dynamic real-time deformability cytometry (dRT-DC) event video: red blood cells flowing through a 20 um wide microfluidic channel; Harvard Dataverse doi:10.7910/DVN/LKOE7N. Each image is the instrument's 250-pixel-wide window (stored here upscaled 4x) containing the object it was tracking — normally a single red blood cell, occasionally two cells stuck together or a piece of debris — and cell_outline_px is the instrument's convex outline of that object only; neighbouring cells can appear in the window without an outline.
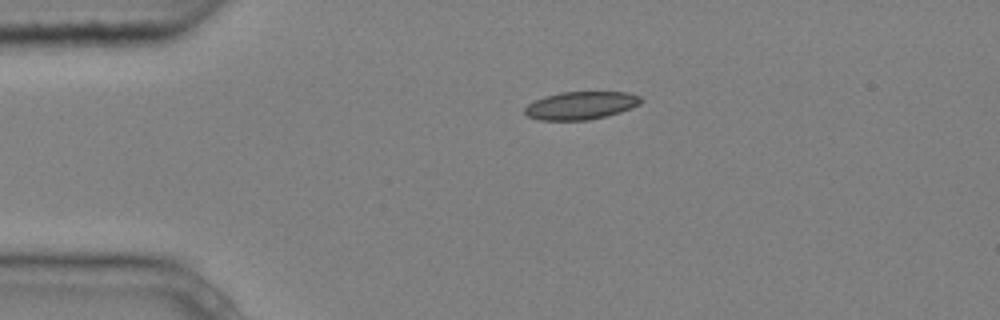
{"species": "common noctule bat (a hibernating species)", "species_latin": "Nyctalus noctula", "temperature_condition": "cold", "stored_images_in_passage": 6, "camera_frame_rate_fps": 3000, "um_per_image_px": 0.085, "animal": {"sex": "male", "body_mass_g": 20.4}, "frame": {"image": 1, "passage_image": 6, "time_ms": 1.667, "image_size_px": [1000, 320], "cell_outline_px": [[644, 100], [640, 104], [632, 108], [608, 116], [588, 120], [540, 120], [528, 116], [524, 112], [524, 108], [528, 104], [544, 96], [560, 92], [628, 92], [640, 96]], "centroid_in_image_um": [49.4, 8.96], "position_along_channel_um": 35.6, "area_um2": 19.02}}